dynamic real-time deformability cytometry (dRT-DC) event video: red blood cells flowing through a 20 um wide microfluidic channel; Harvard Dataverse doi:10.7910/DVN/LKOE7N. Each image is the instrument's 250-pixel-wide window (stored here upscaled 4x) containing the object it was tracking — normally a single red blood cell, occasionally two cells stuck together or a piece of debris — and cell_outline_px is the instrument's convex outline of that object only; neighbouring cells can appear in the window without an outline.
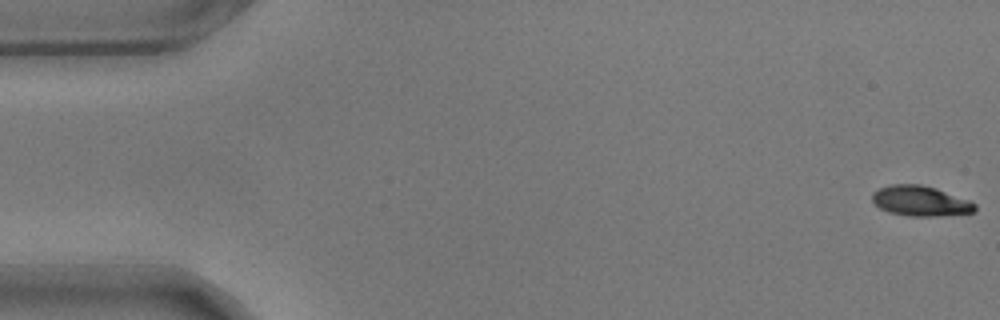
{"species": "common noctule bat (a hibernating species)", "species_latin": "Nyctalus noctula", "temperature_condition": "warm", "stored_images_in_passage": 8, "camera_frame_rate_fps": 3000, "um_per_image_px": 0.085, "animal": {"sex": "male", "body_mass_g": 17.9}, "frame": {"image": 1, "passage_image": 1, "time_ms": 0.0, "image_size_px": [1000, 320], "cell_outline_px": [[976, 208], [972, 212], [940, 216], [908, 216], [888, 212], [880, 208], [872, 200], [872, 192], [888, 184], [920, 184], [936, 188], [968, 200], [976, 204]], "centroid_in_image_um": [78.2, 17.08], "position_along_channel_um": 6.8, "area_um2": 18.03}}